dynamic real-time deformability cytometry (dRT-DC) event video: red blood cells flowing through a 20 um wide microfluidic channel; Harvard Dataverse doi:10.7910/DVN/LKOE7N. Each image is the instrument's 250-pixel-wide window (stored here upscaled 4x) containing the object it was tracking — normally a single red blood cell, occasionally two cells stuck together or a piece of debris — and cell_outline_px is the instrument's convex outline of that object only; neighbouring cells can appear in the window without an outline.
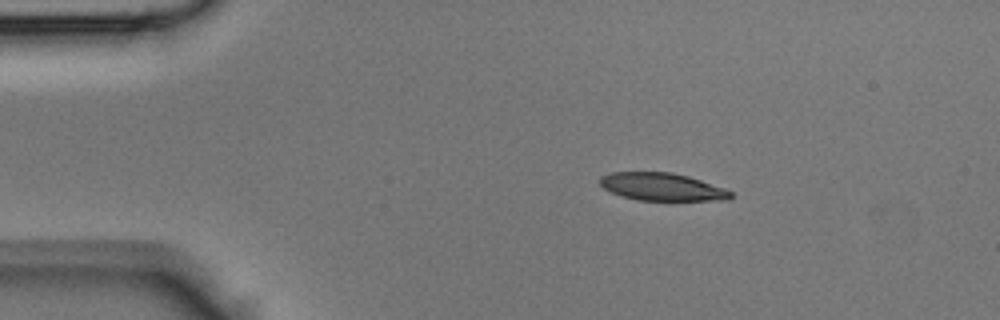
{"species": "Egyptian fruit bat (a non-hibernating species)", "species_latin": "Rousettus aegyptiacus", "temperature_condition": "room temperature", "stored_images_in_passage": 37, "camera_frame_rate_fps": 3000, "um_per_image_px": 0.085, "animal": {"sex": "male"}, "frame": {"image": 1, "passage_image": 1, "time_ms": 0.0, "image_size_px": [1000, 320], "cell_outline_px": [[732, 196], [728, 200], [636, 200], [620, 196], [604, 188], [600, 184], [600, 176], [612, 172], [672, 172], [688, 176], [724, 188], [732, 192]], "centroid_in_image_um": [56.25, 15.88], "position_along_channel_um": 28.7, "area_um2": 21.04}}
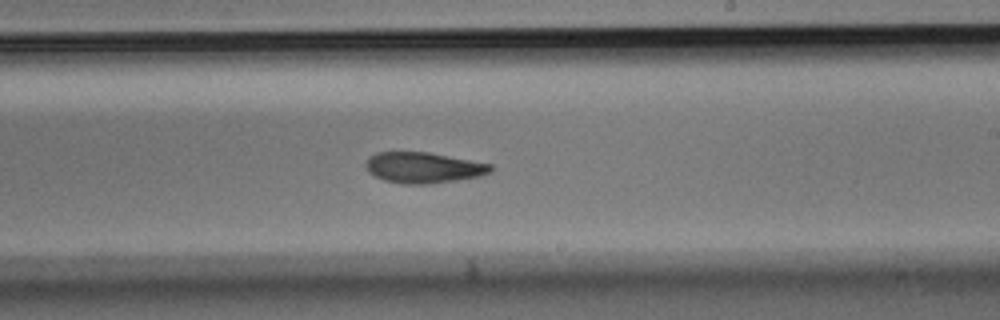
{"frame": {"image": 2, "passage_image": 19, "time_ms": 6.0, "image_size_px": [1000, 320], "cell_outline_px": [[496, 168], [492, 172], [480, 176], [456, 180], [428, 184], [404, 184], [384, 180], [368, 172], [364, 164], [368, 156], [376, 152], [428, 152], [492, 164]], "centroid_in_image_um": [36.0, 14.24], "position_along_channel_um": 253.0, "area_um2": 22.6}}
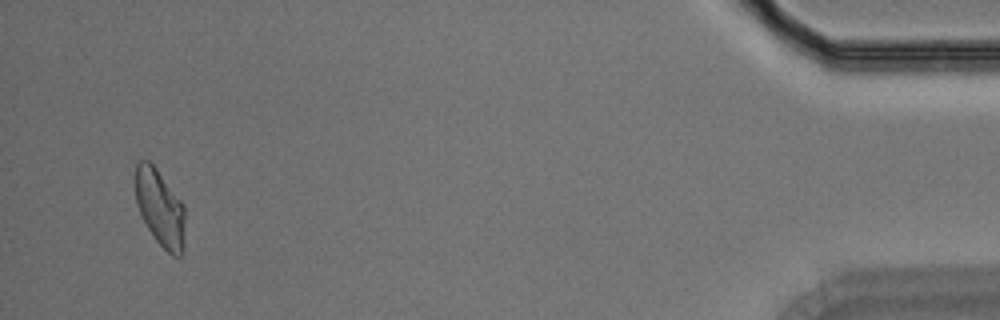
{"frame": {"image": 3, "passage_image": 35, "time_ms": 11.333, "image_size_px": [1000, 320], "cell_outline_px": [[184, 248], [180, 256], [172, 256], [156, 240], [148, 228], [136, 204], [132, 176], [136, 164], [140, 160], [148, 160], [156, 168], [184, 204]], "centroid_in_image_um": [13.56, 17.62], "position_along_channel_um": 421.6, "area_um2": 22.54}}